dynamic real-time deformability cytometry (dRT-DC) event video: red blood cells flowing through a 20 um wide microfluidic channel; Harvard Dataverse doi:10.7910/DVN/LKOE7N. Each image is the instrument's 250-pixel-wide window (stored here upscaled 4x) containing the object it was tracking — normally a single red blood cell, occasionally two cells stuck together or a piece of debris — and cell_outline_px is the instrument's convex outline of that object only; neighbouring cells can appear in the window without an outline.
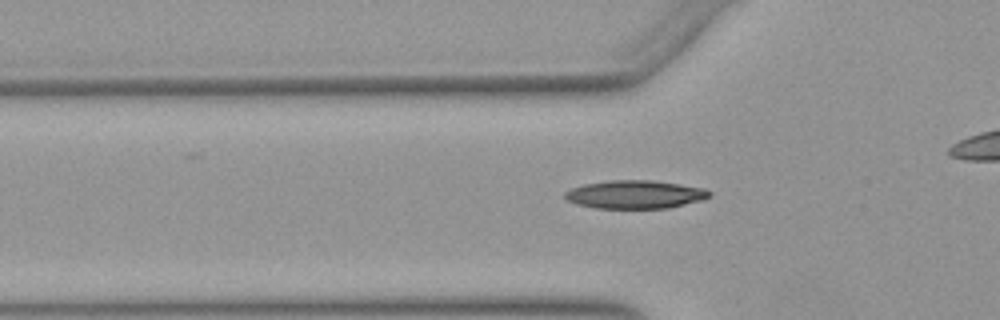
{"species": "Egyptian fruit bat (a non-hibernating species)", "species_latin": "Rousettus aegyptiacus", "temperature_condition": "warm", "stored_images_in_passage": 44, "camera_frame_rate_fps": 3000, "um_per_image_px": 0.085, "animal": {"sex": "female"}, "frame": {"image": 1, "passage_image": 18, "time_ms": 5.667, "image_size_px": [1000, 320], "cell_outline_px": [[712, 196], [704, 200], [668, 208], [596, 208], [576, 204], [568, 200], [564, 196], [564, 192], [572, 188], [584, 184], [608, 180], [652, 180], [680, 184], [704, 188], [712, 192]], "centroid_in_image_um": [54.02, 16.53], "position_along_channel_um": 71.8, "area_um2": 23.93}}
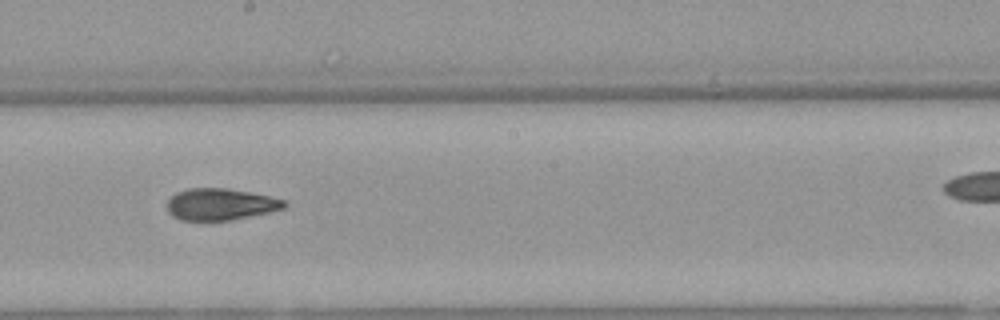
{"frame": {"image": 2, "passage_image": 30, "time_ms": 9.667, "image_size_px": [1000, 320], "cell_outline_px": [[288, 204], [284, 208], [268, 212], [232, 220], [180, 220], [172, 216], [168, 212], [168, 200], [176, 192], [188, 188], [224, 188], [248, 192], [268, 196], [284, 200]], "centroid_in_image_um": [18.71, 17.37], "position_along_channel_um": 229.5, "area_um2": 21.44}}
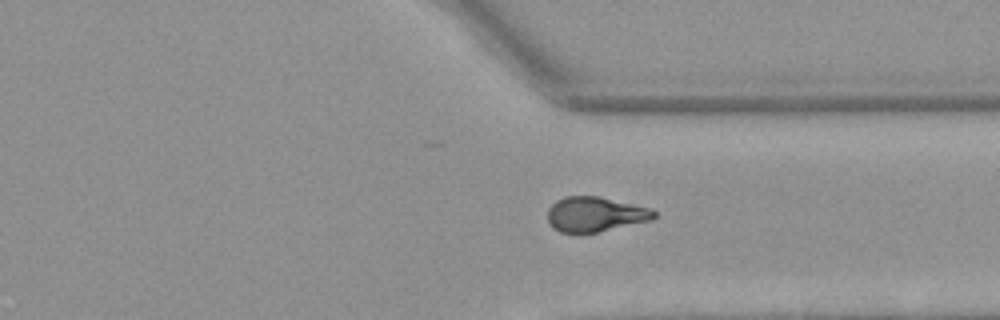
{"frame": {"image": 3, "passage_image": 40, "time_ms": 13.0, "image_size_px": [1000, 320], "cell_outline_px": [[656, 216], [652, 220], [580, 236], [572, 236], [560, 232], [552, 228], [548, 220], [548, 208], [556, 200], [564, 196], [596, 196], [652, 208], [656, 212]], "centroid_in_image_um": [50.55, 18.26], "position_along_channel_um": 360.9, "area_um2": 22.25}}